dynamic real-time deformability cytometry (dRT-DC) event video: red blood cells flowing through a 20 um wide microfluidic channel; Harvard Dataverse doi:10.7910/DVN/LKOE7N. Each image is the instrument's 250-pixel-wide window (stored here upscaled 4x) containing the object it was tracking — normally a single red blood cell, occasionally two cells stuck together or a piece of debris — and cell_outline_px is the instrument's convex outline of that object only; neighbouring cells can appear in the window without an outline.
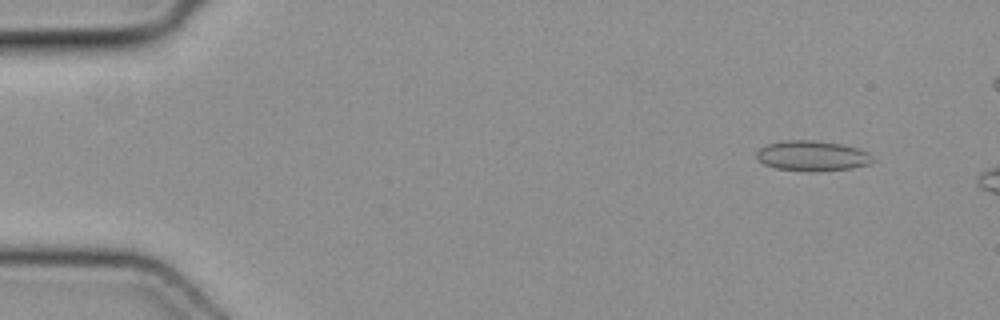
{"species": "common noctule bat (a hibernating species)", "species_latin": "Nyctalus noctula", "temperature_condition": "cold", "stored_images_in_passage": 10, "camera_frame_rate_fps": 3000, "um_per_image_px": 0.085, "animal": {"sex": "female", "body_mass_g": 19.3, "forearm_length_mm": 54.1}, "frame": {"image": 1, "passage_image": 5, "time_ms": 1.333, "image_size_px": [1000, 320], "cell_outline_px": [[876, 160], [868, 164], [852, 168], [816, 172], [808, 172], [776, 168], [764, 164], [756, 160], [756, 152], [760, 148], [768, 144], [784, 140], [812, 140], [840, 144], [856, 148], [868, 152]], "centroid_in_image_um": [69.02, 13.26], "position_along_channel_um": 16.0, "area_um2": 20.63}}